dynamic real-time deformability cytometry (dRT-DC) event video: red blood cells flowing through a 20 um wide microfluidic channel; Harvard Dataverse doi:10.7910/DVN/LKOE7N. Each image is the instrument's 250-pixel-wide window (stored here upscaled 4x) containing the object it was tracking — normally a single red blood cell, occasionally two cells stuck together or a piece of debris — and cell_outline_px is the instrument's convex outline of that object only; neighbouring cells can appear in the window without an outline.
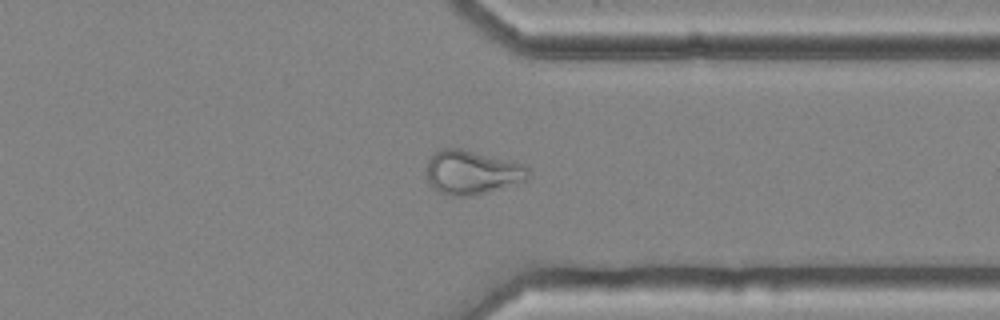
{"species": "common noctule bat (a hibernating species)", "species_latin": "Nyctalus noctula", "temperature_condition": "cold", "stored_images_in_passage": 44, "camera_frame_rate_fps": 3000, "um_per_image_px": 0.085, "animal": {"sex": "female", "body_mass_g": 25.1}, "frame": {"image": 1, "passage_image": 32, "time_ms": 10.333, "image_size_px": [1000, 320], "cell_outline_px": [[532, 172], [528, 180], [472, 196], [456, 196], [436, 192], [428, 184], [428, 160], [440, 148], [460, 148], [524, 164]], "centroid_in_image_um": [40.13, 14.66], "position_along_channel_um": 371.3, "area_um2": 26.13}, "authors_computed_cell_mechanics": {"area_um2": 26.1256, "velocity_mm_per_s": 3.6371, "shape_relaxation_time_tau1_ms": null, "shape_relaxation_time_tau2_ms": 2.0705, "deformation_change_tau1": null, "deformation_change_tau2": 0.0835}}